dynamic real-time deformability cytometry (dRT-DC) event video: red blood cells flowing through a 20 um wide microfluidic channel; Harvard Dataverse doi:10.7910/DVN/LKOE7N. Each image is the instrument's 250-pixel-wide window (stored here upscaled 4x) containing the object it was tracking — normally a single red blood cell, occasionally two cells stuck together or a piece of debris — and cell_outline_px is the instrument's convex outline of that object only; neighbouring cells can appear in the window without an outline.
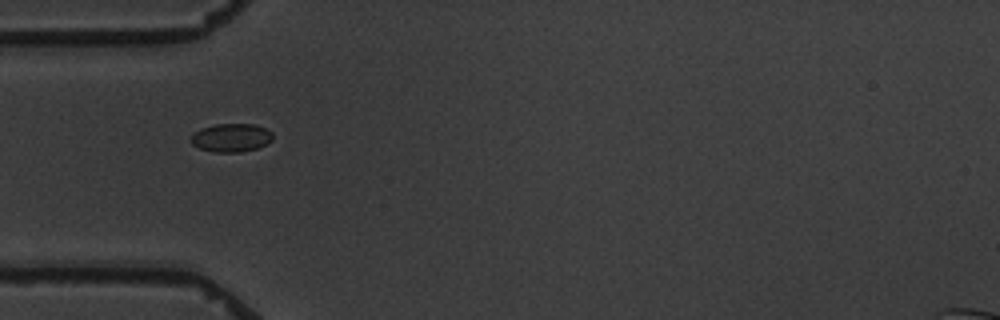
{"species": "common noctule bat (a hibernating species)", "species_latin": "Nyctalus noctula", "temperature_condition": "warm", "stored_images_in_passage": 7, "camera_frame_rate_fps": 3000, "um_per_image_px": 0.085, "animal": {"sex": "male", "body_mass_g": 19.5, "forearm_length_mm": 54.6}, "frame": {"image": 1, "passage_image": 1, "time_ms": 0.0, "image_size_px": [1000, 320], "cell_outline_px": [[272, 140], [268, 144], [256, 148], [240, 152], [216, 152], [200, 148], [192, 144], [192, 136], [200, 128], [216, 124], [256, 124], [272, 132]], "centroid_in_image_um": [19.69, 11.7], "position_along_channel_um": 65.3, "area_um2": 13.41}}
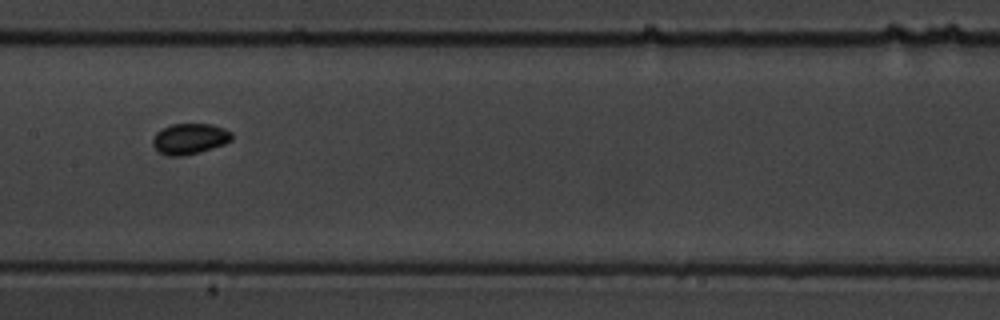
{"frame": {"image": 2, "passage_image": 4, "time_ms": 3.667, "image_size_px": [1000, 320], "cell_outline_px": [[232, 140], [224, 144], [200, 152], [184, 156], [168, 156], [160, 152], [152, 144], [152, 140], [156, 132], [172, 124], [212, 124], [224, 128], [232, 132]], "centroid_in_image_um": [16.14, 11.8], "position_along_channel_um": 191.3, "area_um2": 14.16}}
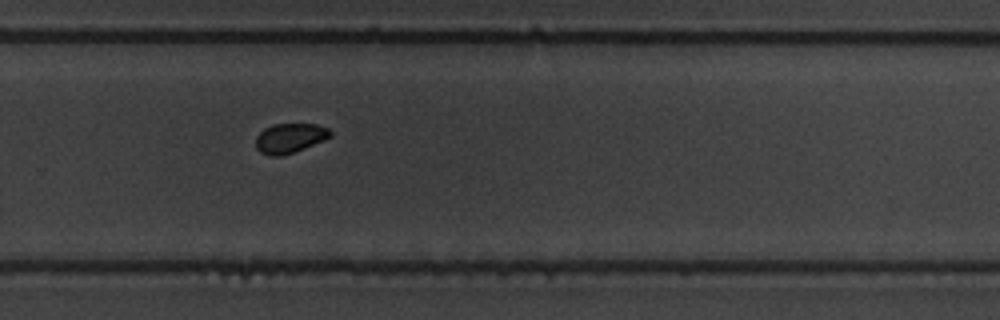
{"frame": {"image": 3, "passage_image": 7, "time_ms": 7.0, "image_size_px": [1000, 320], "cell_outline_px": [[332, 136], [324, 140], [304, 148], [280, 156], [268, 156], [260, 152], [256, 148], [256, 136], [264, 128], [272, 124], [316, 124], [328, 128], [332, 132]], "centroid_in_image_um": [24.62, 11.73], "position_along_channel_um": 305.2, "area_um2": 12.89}}